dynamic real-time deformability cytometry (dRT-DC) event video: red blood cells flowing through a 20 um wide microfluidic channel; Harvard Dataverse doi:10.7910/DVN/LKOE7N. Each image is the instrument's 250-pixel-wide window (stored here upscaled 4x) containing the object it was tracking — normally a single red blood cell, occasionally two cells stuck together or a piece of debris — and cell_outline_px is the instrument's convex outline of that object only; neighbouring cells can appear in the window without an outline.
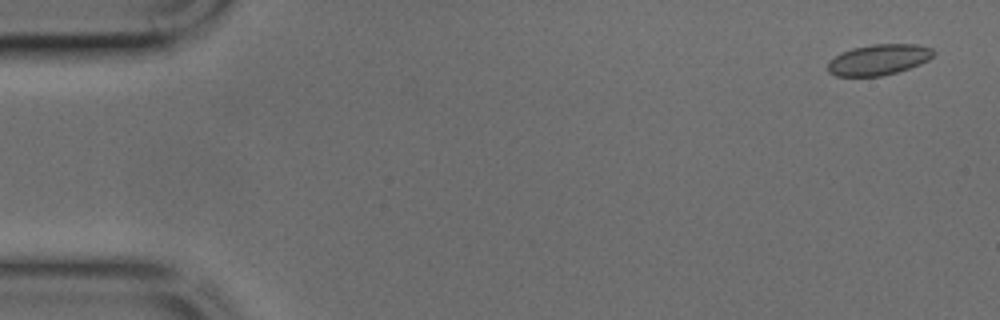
{"species": "common noctule bat (a hibernating species)", "species_latin": "Nyctalus noctula", "temperature_condition": "cold", "stored_images_in_passage": 10, "camera_frame_rate_fps": 3000, "um_per_image_px": 0.085, "animal": {"sex": "male", "body_mass_g": 17.9, "forearm_length_mm": 54.2}, "frame": {"image": 1, "passage_image": 2, "time_ms": 0.333, "image_size_px": [1000, 320], "cell_outline_px": [[936, 52], [928, 60], [920, 64], [896, 72], [880, 76], [836, 76], [828, 72], [828, 60], [852, 48], [872, 44], [916, 44], [932, 48]], "centroid_in_image_um": [74.69, 5.07], "position_along_channel_um": 10.3, "area_um2": 18.84}}